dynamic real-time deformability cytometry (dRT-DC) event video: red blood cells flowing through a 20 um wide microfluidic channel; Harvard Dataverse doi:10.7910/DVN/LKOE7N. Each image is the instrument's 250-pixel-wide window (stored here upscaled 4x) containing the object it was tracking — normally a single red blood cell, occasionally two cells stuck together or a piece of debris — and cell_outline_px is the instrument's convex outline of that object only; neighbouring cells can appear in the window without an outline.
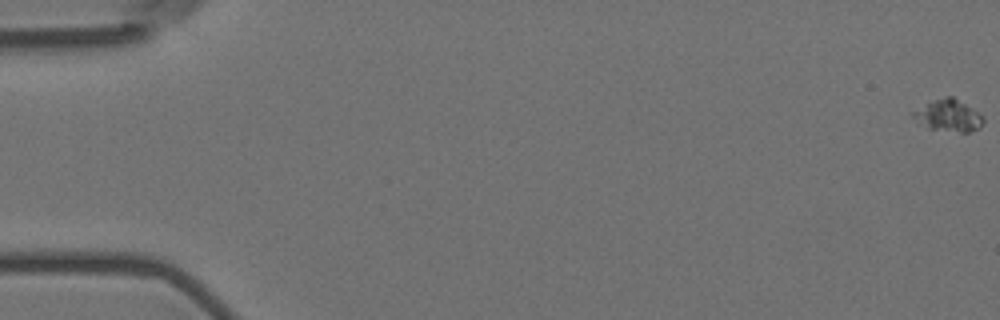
{"species": "Egyptian fruit bat (a non-hibernating species)", "species_latin": "Rousettus aegyptiacus", "temperature_condition": "room temperature", "stored_images_in_passage": 23, "camera_frame_rate_fps": 3000, "um_per_image_px": 0.085, "animal": {"sex": "female"}, "frame": {"image": 1, "passage_image": 1, "time_ms": 0.0, "image_size_px": [1000, 320], "cell_outline_px": [[984, 124], [980, 128], [968, 132], [960, 132], [928, 128], [920, 124], [912, 116], [912, 112], [936, 100], [948, 96], [952, 96], [972, 108], [984, 116]], "centroid_in_image_um": [80.68, 9.85], "position_along_channel_um": 4.3, "area_um2": 12.72}}
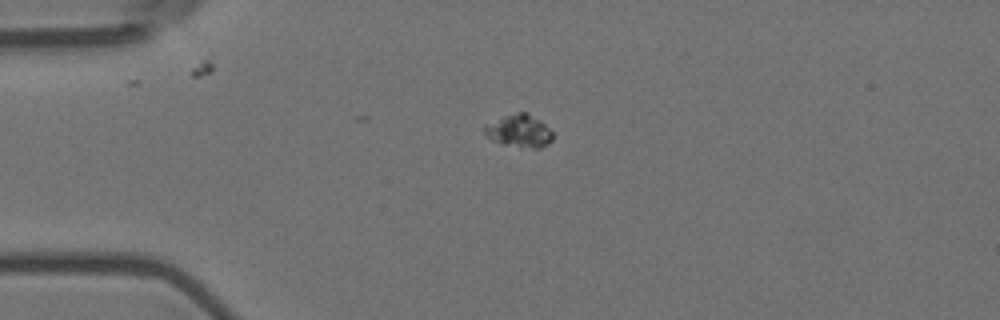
{"frame": {"image": 2, "passage_image": 16, "time_ms": 5.0, "image_size_px": [1000, 320], "cell_outline_px": [[552, 140], [548, 144], [540, 148], [520, 148], [500, 144], [492, 140], [484, 132], [484, 128], [508, 116], [520, 112], [528, 112], [540, 120], [552, 132]], "centroid_in_image_um": [44.2, 11.18], "position_along_channel_um": 40.8, "area_um2": 12.6}}
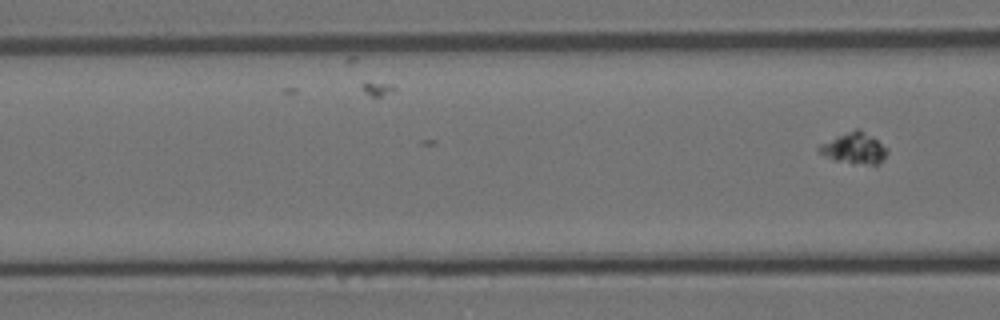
{"frame": {"image": 3, "passage_image": 23, "time_ms": 7.333, "image_size_px": [1000, 320], "cell_outline_px": [[888, 152], [884, 160], [880, 164], [852, 164], [836, 160], [824, 156], [816, 148], [820, 144], [836, 136], [856, 128], [860, 128], [872, 136], [888, 148]], "centroid_in_image_um": [72.64, 12.6], "position_along_channel_um": 94.0, "area_um2": 12.54}}